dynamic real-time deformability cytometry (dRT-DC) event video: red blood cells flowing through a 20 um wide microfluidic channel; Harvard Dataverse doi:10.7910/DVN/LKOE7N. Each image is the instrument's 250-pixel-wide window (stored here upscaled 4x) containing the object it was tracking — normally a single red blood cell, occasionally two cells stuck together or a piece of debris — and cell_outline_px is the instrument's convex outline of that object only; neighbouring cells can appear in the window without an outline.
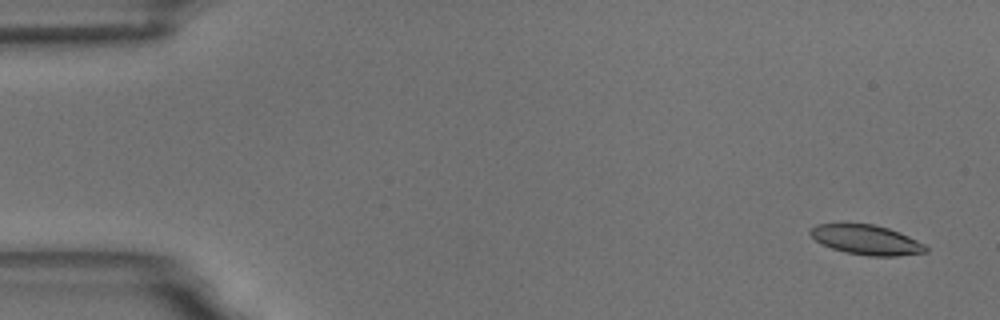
{"species": "common noctule bat (a hibernating species)", "species_latin": "Nyctalus noctula", "temperature_condition": "room temperature", "stored_images_in_passage": 13, "camera_frame_rate_fps": 3000, "um_per_image_px": 0.085, "animal": {"sex": "male", "body_mass_g": 18.8}, "frame": {"image": 1, "passage_image": 3, "time_ms": 0.667, "image_size_px": [1000, 320], "cell_outline_px": [[928, 252], [896, 256], [868, 256], [844, 252], [820, 244], [808, 232], [816, 224], [840, 220], [872, 224], [888, 228], [900, 232], [924, 244], [928, 248]], "centroid_in_image_um": [73.57, 20.34], "position_along_channel_um": 11.4, "area_um2": 20.75}}